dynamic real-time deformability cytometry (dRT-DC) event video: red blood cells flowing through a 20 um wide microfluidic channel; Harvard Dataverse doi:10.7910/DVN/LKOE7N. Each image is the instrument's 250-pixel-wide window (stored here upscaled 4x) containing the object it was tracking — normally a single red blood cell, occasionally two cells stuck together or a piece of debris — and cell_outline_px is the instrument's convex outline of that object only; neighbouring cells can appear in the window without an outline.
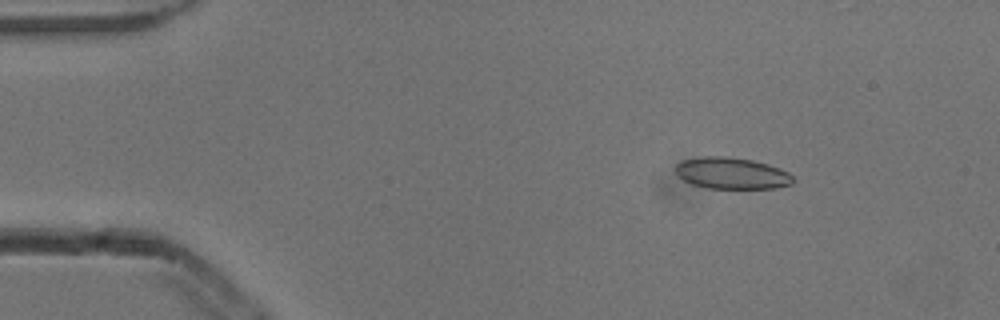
{"species": "common noctule bat (a hibernating species)", "species_latin": "Nyctalus noctula", "temperature_condition": "cold", "stored_images_in_passage": 5, "camera_frame_rate_fps": 3000, "um_per_image_px": 0.085, "animal": {"sex": "male", "body_mass_g": 13.3}, "frame": {"image": 1, "passage_image": 2, "time_ms": 0.333, "image_size_px": [1000, 320], "cell_outline_px": [[796, 180], [792, 184], [776, 188], [708, 188], [692, 184], [676, 176], [676, 164], [680, 160], [704, 156], [724, 156], [752, 160], [768, 164], [780, 168], [788, 172]], "centroid_in_image_um": [62.19, 14.72], "position_along_channel_um": 22.8, "area_um2": 21.73}}